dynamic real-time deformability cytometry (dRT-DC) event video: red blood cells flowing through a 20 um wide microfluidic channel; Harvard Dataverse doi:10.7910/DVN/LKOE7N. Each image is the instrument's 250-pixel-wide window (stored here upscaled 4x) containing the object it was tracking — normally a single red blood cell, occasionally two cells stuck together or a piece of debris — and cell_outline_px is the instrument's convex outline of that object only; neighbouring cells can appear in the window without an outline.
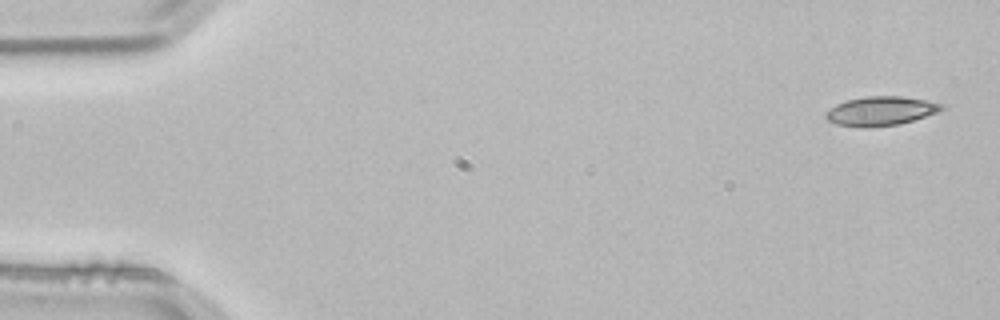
{"species": "common noctule bat (a hibernating species)", "species_latin": "Nyctalus noctula", "temperature_condition": "room temperature", "stored_images_in_passage": 4, "segment_of_instrument_passage": [2, 2], "camera_frame_rate_fps": 3000, "um_per_image_px": 0.085, "animal": {"sex": "male", "body_mass_g": 21.5, "forearm_length_mm": 52.0}, "frame": {"image": 1, "passage_image": 4, "time_ms": 1.0, "image_size_px": [1000, 320], "cell_outline_px": [[944, 108], [940, 112], [900, 124], [868, 128], [864, 128], [836, 124], [828, 120], [824, 116], [824, 112], [836, 104], [848, 100], [864, 96], [900, 96], [924, 100], [944, 104]], "centroid_in_image_um": [74.85, 9.44], "position_along_channel_um": 10.1, "area_um2": 19.83}}